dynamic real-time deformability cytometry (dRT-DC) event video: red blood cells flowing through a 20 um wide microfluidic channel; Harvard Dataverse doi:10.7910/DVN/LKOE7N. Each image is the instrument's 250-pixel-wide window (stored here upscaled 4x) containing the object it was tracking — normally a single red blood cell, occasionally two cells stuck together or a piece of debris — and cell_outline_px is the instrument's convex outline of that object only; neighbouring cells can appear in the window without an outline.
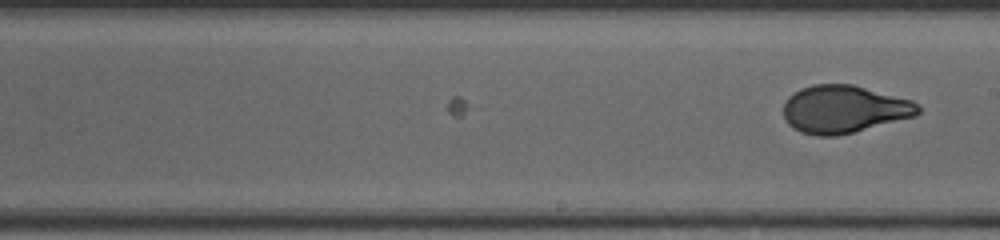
{"species": "human", "species_latin": "Homo sapiens", "temperature_condition": "cold", "stored_images_in_passage": 25, "camera_frame_rate_fps": 3000, "um_per_image_px": 0.085, "donor": {"sex": "female"}, "frame": {"image": 1, "passage_image": 25, "time_ms": 8.0, "image_size_px": [1000, 240], "cell_outline_px": [[920, 112], [916, 116], [836, 136], [816, 136], [800, 132], [792, 128], [788, 124], [784, 116], [784, 104], [788, 96], [800, 88], [812, 84], [852, 84], [912, 100], [920, 104]], "centroid_in_image_um": [71.73, 9.28], "position_along_channel_um": 217.3, "area_um2": 37.51}}